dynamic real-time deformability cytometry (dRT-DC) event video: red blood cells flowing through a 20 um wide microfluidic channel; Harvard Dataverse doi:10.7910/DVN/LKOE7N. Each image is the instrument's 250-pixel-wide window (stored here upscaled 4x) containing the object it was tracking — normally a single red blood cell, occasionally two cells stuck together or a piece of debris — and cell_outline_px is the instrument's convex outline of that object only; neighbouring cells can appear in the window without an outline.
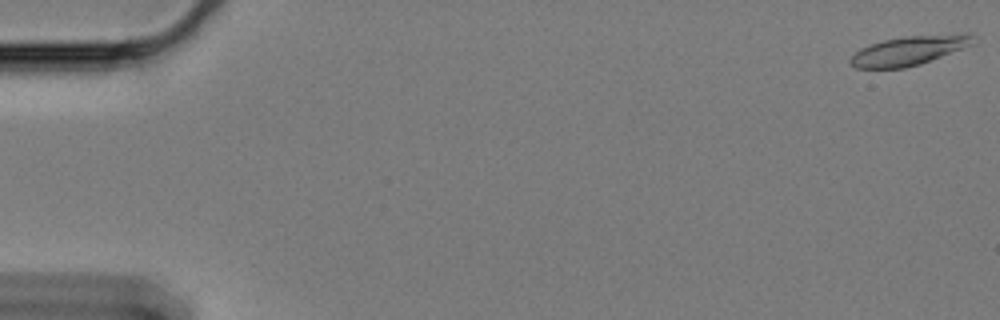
{"species": "Egyptian fruit bat (a non-hibernating species)", "species_latin": "Rousettus aegyptiacus", "temperature_condition": "cold", "stored_images_in_passage": 16, "camera_frame_rate_fps": 3000, "um_per_image_px": 0.085, "animal": {"sex": "female"}, "frame": {"image": 1, "passage_image": 1, "time_ms": 0.0, "image_size_px": [1000, 320], "cell_outline_px": [[972, 44], [964, 48], [920, 64], [904, 68], [856, 68], [848, 60], [860, 48], [884, 40], [904, 36], [964, 32], [972, 32]], "centroid_in_image_um": [77.31, 4.27], "position_along_channel_um": 7.7, "area_um2": 20.98}}